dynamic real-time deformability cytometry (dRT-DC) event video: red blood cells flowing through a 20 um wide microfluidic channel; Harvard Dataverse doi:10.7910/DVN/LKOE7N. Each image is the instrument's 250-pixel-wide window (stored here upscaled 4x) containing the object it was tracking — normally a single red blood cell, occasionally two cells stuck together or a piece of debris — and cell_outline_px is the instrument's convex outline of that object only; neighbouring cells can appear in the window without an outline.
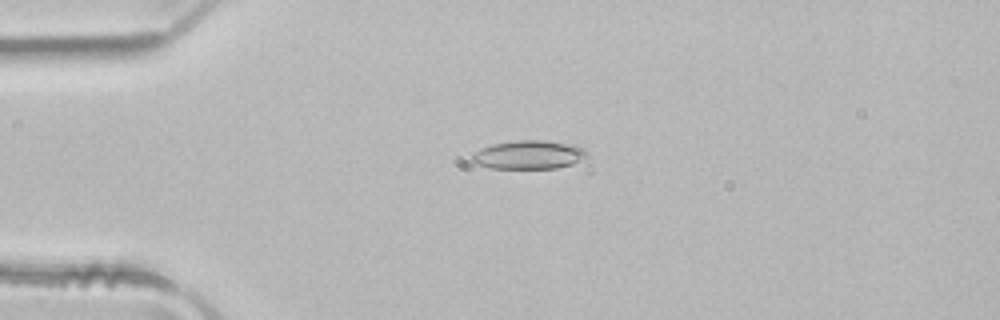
{"species": "common noctule bat (a hibernating species)", "species_latin": "Nyctalus noctula", "temperature_condition": "room temperature", "stored_images_in_passage": 6, "camera_frame_rate_fps": 3000, "um_per_image_px": 0.085, "animal": {"sex": "male", "body_mass_g": 21.5, "forearm_length_mm": 52.0}, "frame": {"image": 1, "passage_image": 3, "time_ms": 0.667, "image_size_px": [1000, 320], "cell_outline_px": [[588, 156], [572, 164], [556, 168], [492, 168], [472, 164], [468, 160], [480, 148], [492, 144], [516, 140], [544, 140], [576, 144], [584, 148], [588, 152]], "centroid_in_image_um": [44.93, 13.15], "position_along_channel_um": 40.1, "area_um2": 19.48}}
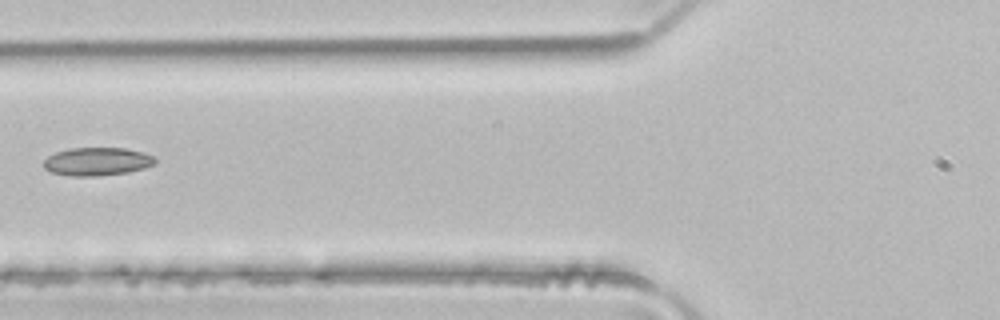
{"frame": {"image": 2, "passage_image": 5, "time_ms": 1.333, "image_size_px": [1000, 320], "cell_outline_px": [[156, 160], [152, 164], [144, 168], [128, 172], [96, 176], [72, 176], [52, 172], [44, 168], [44, 160], [48, 156], [56, 152], [68, 148], [128, 148], [144, 152], [152, 156]], "centroid_in_image_um": [8.24, 13.72], "position_along_channel_um": 117.6, "area_um2": 18.21}}
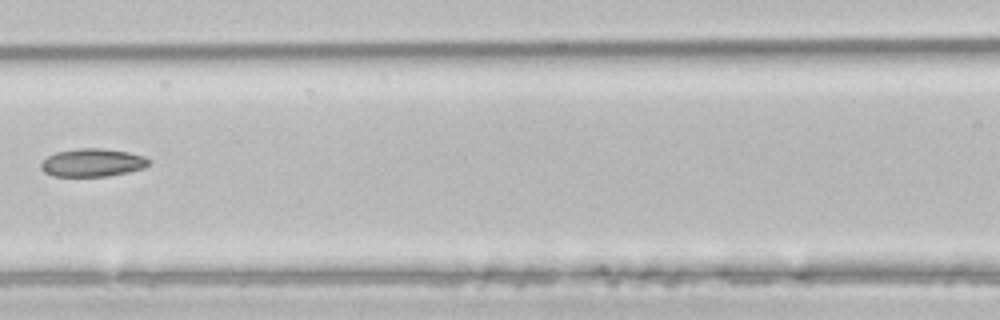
{"frame": {"image": 3, "passage_image": 6, "time_ms": 1.667, "image_size_px": [1000, 320], "cell_outline_px": [[148, 164], [144, 168], [128, 172], [108, 176], [52, 176], [44, 172], [40, 168], [40, 164], [48, 156], [56, 152], [76, 148], [100, 148], [128, 152], [144, 156], [148, 160]], "centroid_in_image_um": [7.82, 13.82], "position_along_channel_um": 158.8, "area_um2": 17.57}}